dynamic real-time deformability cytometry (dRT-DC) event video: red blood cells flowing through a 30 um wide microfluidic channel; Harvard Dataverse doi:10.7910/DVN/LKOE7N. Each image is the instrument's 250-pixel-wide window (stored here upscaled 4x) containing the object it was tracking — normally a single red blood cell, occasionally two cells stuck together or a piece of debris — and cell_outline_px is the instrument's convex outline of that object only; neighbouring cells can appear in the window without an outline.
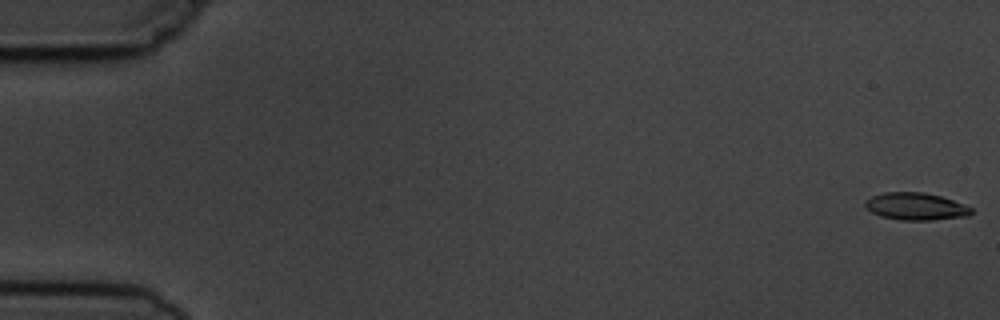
{"species": "common noctule bat (a hibernating species)", "species_latin": "Nyctalus noctula", "temperature_condition": "cold", "stored_images_in_passage": 5, "camera_frame_rate_fps": 3000, "um_per_image_px": 0.085, "animal": {"sex": "male", "body_mass_g": 19.5, "forearm_length_mm": 54.6}, "frame": {"image": 1, "passage_image": 1, "time_ms": 0.0, "image_size_px": [1000, 320], "cell_outline_px": [[972, 212], [968, 216], [932, 220], [900, 220], [880, 216], [872, 212], [864, 204], [864, 200], [872, 196], [884, 192], [924, 192], [940, 196], [964, 204], [972, 208]], "centroid_in_image_um": [77.83, 17.54], "position_along_channel_um": 7.2, "area_um2": 16.88}}